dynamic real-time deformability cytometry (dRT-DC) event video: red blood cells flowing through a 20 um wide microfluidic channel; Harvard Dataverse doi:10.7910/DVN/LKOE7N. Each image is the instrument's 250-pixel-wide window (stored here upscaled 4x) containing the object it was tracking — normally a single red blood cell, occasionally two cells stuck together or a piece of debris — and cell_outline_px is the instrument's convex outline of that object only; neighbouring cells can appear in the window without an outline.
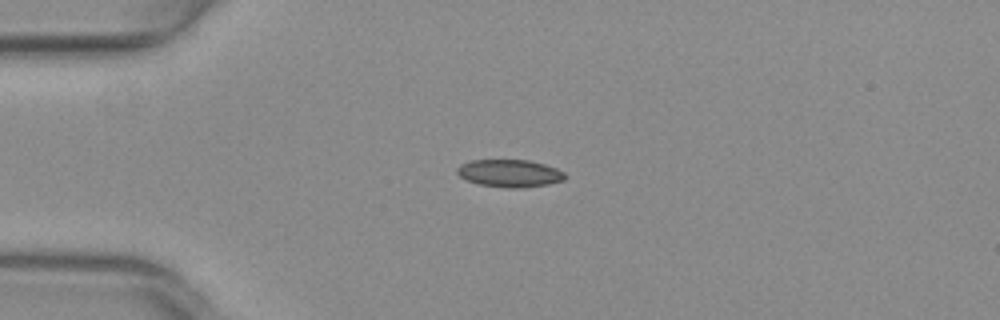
{"species": "common noctule bat (a hibernating species)", "species_latin": "Nyctalus noctula", "temperature_condition": "warm", "stored_images_in_passage": 33, "camera_frame_rate_fps": 3000, "um_per_image_px": 0.085, "animal": {"sex": "female", "body_mass_g": 29.2, "forearm_length_mm": 56.3}, "frame": {"image": 1, "passage_image": 1, "time_ms": 0.0, "image_size_px": [1000, 320], "cell_outline_px": [[568, 176], [564, 180], [548, 184], [524, 188], [504, 188], [480, 184], [468, 180], [460, 176], [456, 172], [456, 168], [460, 164], [472, 160], [528, 160], [544, 164], [556, 168], [564, 172]], "centroid_in_image_um": [43.34, 14.73], "position_along_channel_um": 41.7, "area_um2": 17.4}}
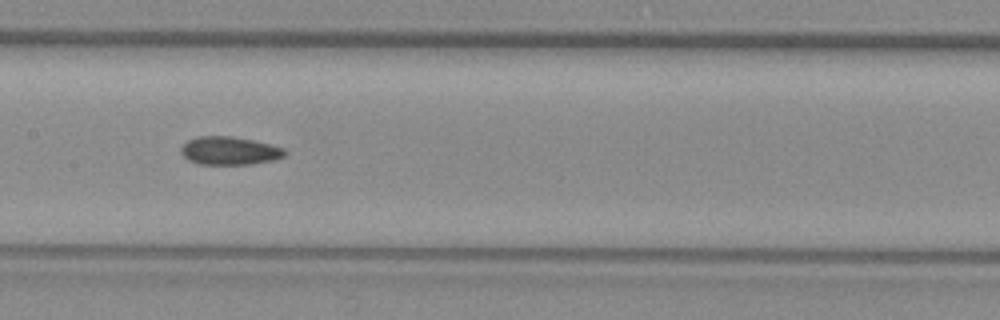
{"frame": {"image": 2, "passage_image": 14, "time_ms": 4.333, "image_size_px": [1000, 320], "cell_outline_px": [[288, 152], [284, 156], [272, 160], [252, 164], [200, 164], [188, 160], [180, 152], [180, 148], [188, 140], [196, 136], [232, 136], [252, 140], [284, 148]], "centroid_in_image_um": [19.49, 12.81], "position_along_channel_um": 187.9, "area_um2": 16.99}}
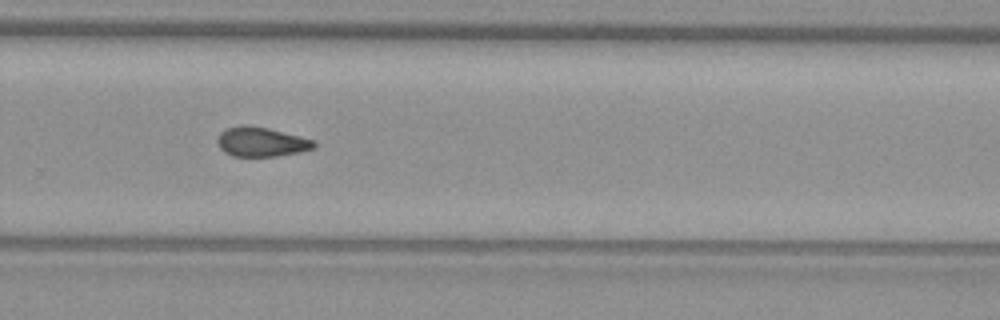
{"frame": {"image": 3, "passage_image": 23, "time_ms": 7.333, "image_size_px": [1000, 320], "cell_outline_px": [[316, 148], [300, 152], [280, 156], [232, 156], [224, 152], [220, 148], [216, 140], [220, 132], [228, 128], [244, 124], [268, 128], [316, 140]], "centroid_in_image_um": [22.23, 12.06], "position_along_channel_um": 307.6, "area_um2": 16.76}, "authors_computed_cell_mechanics": {"area_um2": 17.3978, "velocity_mm_per_s": 4.0051, "shape_relaxation_time_tau1_ms": null, "shape_relaxation_time_tau2_ms": 2.4457, "deformation_change_tau1": null, "deformation_change_tau2": 0.0705}}